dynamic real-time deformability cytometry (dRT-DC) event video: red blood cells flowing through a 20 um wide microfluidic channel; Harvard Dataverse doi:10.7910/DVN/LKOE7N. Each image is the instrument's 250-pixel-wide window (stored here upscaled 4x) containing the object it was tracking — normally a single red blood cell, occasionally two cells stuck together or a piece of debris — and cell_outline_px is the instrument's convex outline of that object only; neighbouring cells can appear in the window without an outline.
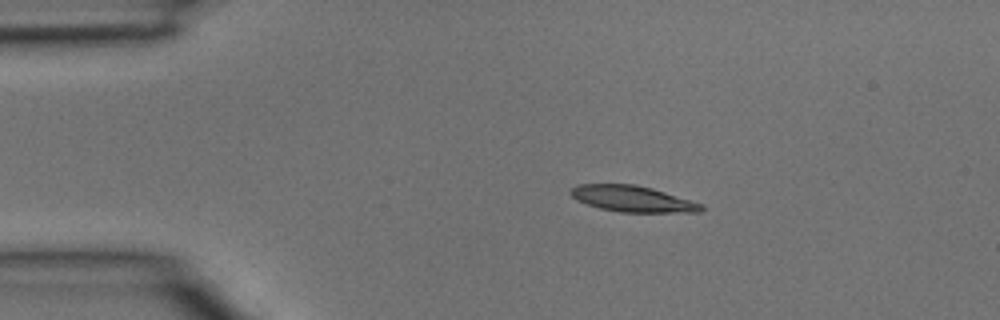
{"species": "common noctule bat (a hibernating species)", "species_latin": "Nyctalus noctula", "temperature_condition": "room temperature", "stored_images_in_passage": 3, "segment_of_instrument_passage": [1, 2], "camera_frame_rate_fps": 3000, "um_per_image_px": 0.085, "animal": {"sex": "male", "body_mass_g": 15.6}, "frame": {"image": 1, "passage_image": 1, "time_ms": 0.0, "image_size_px": [1000, 320], "cell_outline_px": [[704, 208], [700, 212], [620, 212], [600, 208], [576, 200], [568, 192], [572, 188], [580, 184], [636, 184], [652, 188], [704, 204]], "centroid_in_image_um": [53.78, 16.89], "position_along_channel_um": 31.2, "area_um2": 19.83}}